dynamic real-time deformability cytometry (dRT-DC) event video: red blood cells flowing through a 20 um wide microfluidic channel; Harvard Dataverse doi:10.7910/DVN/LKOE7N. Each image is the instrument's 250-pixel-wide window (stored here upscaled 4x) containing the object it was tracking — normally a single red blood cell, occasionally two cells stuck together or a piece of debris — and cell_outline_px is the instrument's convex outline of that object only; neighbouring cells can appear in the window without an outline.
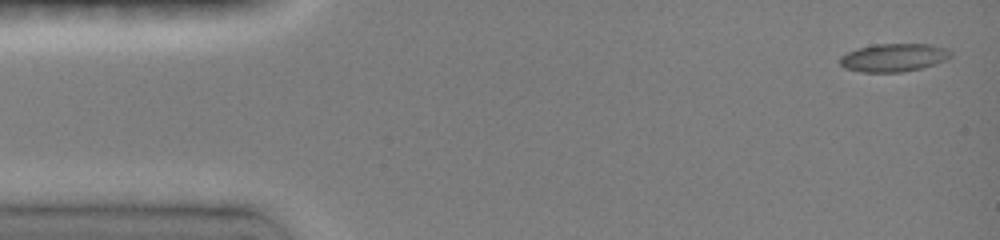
{"species": "common noctule bat (a hibernating species)", "species_latin": "Nyctalus noctula", "temperature_condition": "room temperature", "stored_images_in_passage": 13, "camera_frame_rate_fps": 3000, "um_per_image_px": 0.085, "animal": {"sex": "female", "body_mass_g": 19.0, "forearm_length_mm": 51.5}, "frame": {"image": 1, "passage_image": 1, "time_ms": 0.0, "image_size_px": [1000, 240], "cell_outline_px": [[952, 56], [936, 64], [920, 68], [900, 72], [860, 72], [844, 68], [840, 64], [840, 56], [856, 48], [876, 44], [932, 44], [948, 48], [952, 52]], "centroid_in_image_um": [75.97, 4.89], "position_along_channel_um": 9.0, "area_um2": 18.26}}
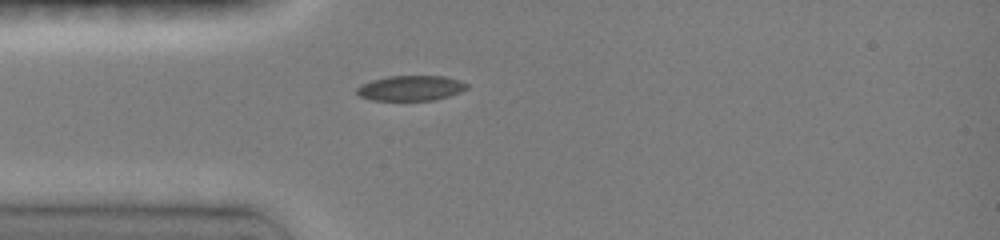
{"frame": {"image": 2, "passage_image": 10, "time_ms": 3.667, "image_size_px": [1000, 240], "cell_outline_px": [[468, 88], [460, 92], [448, 96], [432, 100], [372, 100], [360, 96], [356, 92], [356, 88], [360, 84], [372, 80], [388, 76], [444, 76], [460, 80], [468, 84]], "centroid_in_image_um": [34.9, 7.48], "position_along_channel_um": 50.1, "area_um2": 16.13}}